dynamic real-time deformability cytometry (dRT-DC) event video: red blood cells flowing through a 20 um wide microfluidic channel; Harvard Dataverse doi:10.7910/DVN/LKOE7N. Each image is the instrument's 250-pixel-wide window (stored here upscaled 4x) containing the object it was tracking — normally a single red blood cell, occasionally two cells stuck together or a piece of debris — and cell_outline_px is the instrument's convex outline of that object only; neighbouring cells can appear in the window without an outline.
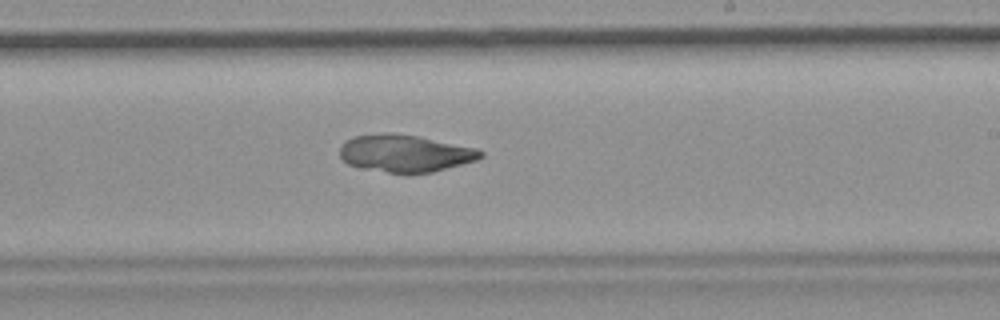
{"species": "common noctule bat (a hibernating species)", "species_latin": "Nyctalus noctula", "temperature_condition": "room temperature", "stored_images_in_passage": 51, "camera_frame_rate_fps": 3000, "um_per_image_px": 0.085, "animal": {"sex": "female", "body_mass_g": 19.9}, "frame": {"image": 1, "passage_image": 30, "time_ms": 9.667, "image_size_px": [1000, 320], "cell_outline_px": [[484, 156], [476, 160], [432, 172], [408, 176], [404, 176], [360, 168], [348, 164], [340, 156], [340, 144], [344, 140], [352, 136], [384, 132], [388, 132], [420, 136], [476, 148], [484, 152]], "centroid_in_image_um": [34.39, 13.05], "position_along_channel_um": 254.6, "area_um2": 31.5}}